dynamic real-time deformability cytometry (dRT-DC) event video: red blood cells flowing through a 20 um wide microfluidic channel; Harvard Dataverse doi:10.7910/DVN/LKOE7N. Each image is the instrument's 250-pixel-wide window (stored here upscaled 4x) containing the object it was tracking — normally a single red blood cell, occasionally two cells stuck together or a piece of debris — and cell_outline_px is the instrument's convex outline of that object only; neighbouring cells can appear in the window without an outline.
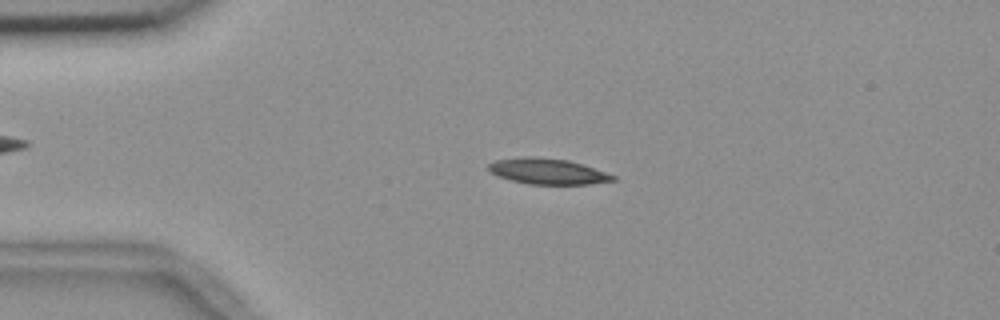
{"species": "common noctule bat (a hibernating species)", "species_latin": "Nyctalus noctula", "temperature_condition": "room temperature", "stored_images_in_passage": 5, "camera_frame_rate_fps": 3000, "um_per_image_px": 0.085, "animal": {"sex": "female", "body_mass_g": 18.4}, "frame": {"image": 1, "passage_image": 3, "time_ms": 0.667, "image_size_px": [1000, 320], "cell_outline_px": [[616, 180], [588, 184], [528, 184], [496, 176], [488, 168], [488, 164], [496, 160], [524, 156], [536, 156], [568, 160], [616, 176]], "centroid_in_image_um": [46.51, 14.56], "position_along_channel_um": 38.5, "area_um2": 18.5}}